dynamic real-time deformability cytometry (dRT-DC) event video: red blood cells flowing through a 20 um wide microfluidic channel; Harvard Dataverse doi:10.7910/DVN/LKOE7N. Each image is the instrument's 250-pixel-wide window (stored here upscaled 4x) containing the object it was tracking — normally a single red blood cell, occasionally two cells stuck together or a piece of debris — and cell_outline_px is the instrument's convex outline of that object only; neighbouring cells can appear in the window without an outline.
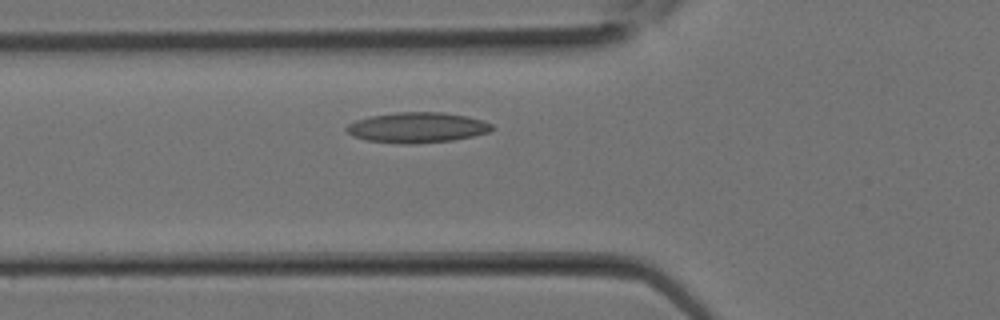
{"species": "Egyptian fruit bat (a non-hibernating species)", "species_latin": "Rousettus aegyptiacus", "temperature_condition": "room temperature", "stored_images_in_passage": 7, "camera_frame_rate_fps": 3000, "um_per_image_px": 0.085, "animal": {"sex": "female"}, "frame": {"image": 1, "passage_image": 3, "time_ms": 0.667, "image_size_px": [1000, 320], "cell_outline_px": [[492, 128], [488, 132], [472, 136], [452, 140], [412, 144], [400, 144], [364, 140], [352, 136], [344, 128], [348, 124], [356, 120], [368, 116], [396, 112], [440, 112], [468, 116], [484, 120], [492, 124]], "centroid_in_image_um": [35.42, 10.84], "position_along_channel_um": 90.4, "area_um2": 25.89}}
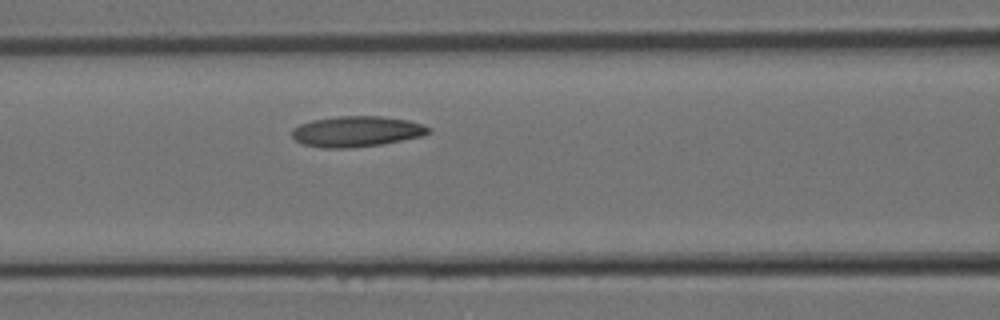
{"frame": {"image": 2, "passage_image": 5, "time_ms": 1.333, "image_size_px": [1000, 320], "cell_outline_px": [[432, 132], [424, 136], [380, 144], [352, 148], [320, 148], [304, 144], [296, 140], [292, 136], [292, 128], [300, 124], [312, 120], [336, 116], [380, 116], [408, 120], [432, 128]], "centroid_in_image_um": [30.32, 11.17], "position_along_channel_um": 136.3, "area_um2": 24.51}}
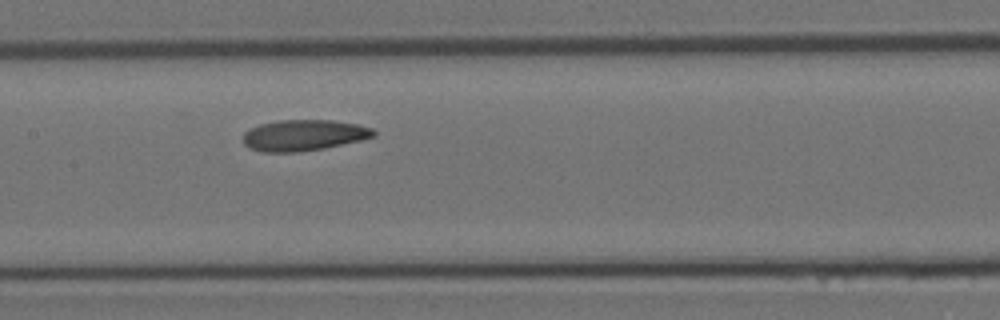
{"frame": {"image": 3, "passage_image": 7, "time_ms": 2.0, "image_size_px": [1000, 320], "cell_outline_px": [[376, 136], [360, 140], [324, 148], [296, 152], [260, 152], [248, 148], [244, 144], [244, 132], [248, 128], [260, 124], [280, 120], [332, 120], [356, 124], [372, 128], [376, 132]], "centroid_in_image_um": [25.78, 11.49], "position_along_channel_um": 181.6, "area_um2": 23.64}}